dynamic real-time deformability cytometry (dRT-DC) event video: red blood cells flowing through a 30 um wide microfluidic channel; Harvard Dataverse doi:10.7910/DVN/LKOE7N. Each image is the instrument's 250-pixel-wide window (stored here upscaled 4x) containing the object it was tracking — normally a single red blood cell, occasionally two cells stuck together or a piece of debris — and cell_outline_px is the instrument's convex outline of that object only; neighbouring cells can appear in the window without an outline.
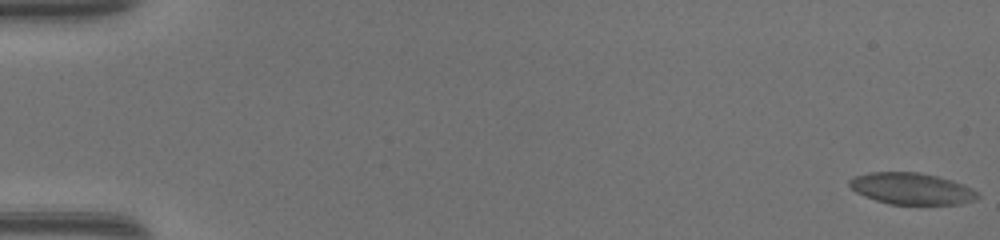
{"species": "common noctule bat (a hibernating species)", "species_latin": "Nyctalus noctula", "temperature_condition": "warm", "stored_images_in_passage": 50, "camera_frame_rate_fps": 3000, "um_per_image_px": 0.085, "animal": {"sex": "female", "body_mass_g": 17.0, "forearm_length_mm": 48.0}, "frame": {"image": 1, "passage_image": 1, "time_ms": 0.0, "image_size_px": [1000, 240], "cell_outline_px": [[980, 196], [976, 200], [960, 204], [888, 204], [864, 196], [856, 192], [848, 184], [848, 180], [856, 176], [868, 172], [920, 172], [952, 180], [964, 184], [980, 192]], "centroid_in_image_um": [77.52, 16.03], "position_along_channel_um": 7.5, "area_um2": 23.76}}
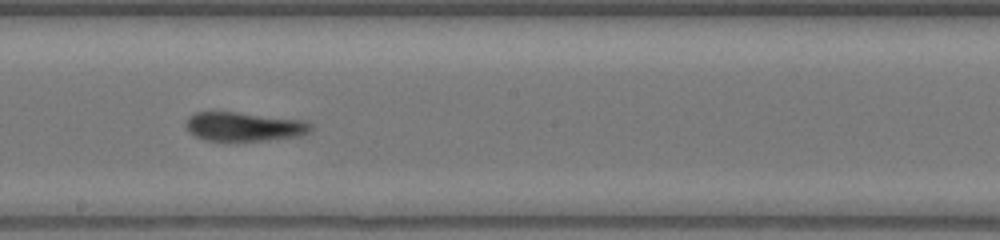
{"frame": {"image": 2, "passage_image": 29, "time_ms": 9.333, "image_size_px": [1000, 240], "cell_outline_px": [[312, 128], [308, 132], [300, 136], [268, 140], [204, 140], [188, 132], [184, 124], [188, 116], [196, 112], [240, 112], [304, 120], [312, 124]], "centroid_in_image_um": [20.73, 10.75], "position_along_channel_um": 227.5, "area_um2": 21.21}}
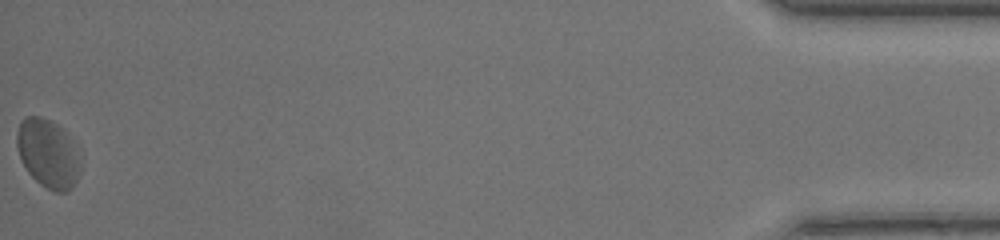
{"frame": {"image": 3, "passage_image": 50, "time_ms": 16.333, "image_size_px": [1000, 240], "cell_outline_px": [[80, 172], [72, 188], [68, 192], [56, 192], [40, 184], [28, 172], [20, 160], [16, 144], [16, 132], [20, 120], [28, 116], [40, 116], [56, 124], [68, 136], [80, 164]], "centroid_in_image_um": [4.02, 13.06], "position_along_channel_um": 431.2, "area_um2": 25.03}, "authors_computed_cell_mechanics": {"area_um2": 22.6576, "velocity_mm_per_s": 4.2794, "shape_relaxation_time_tau1_ms": null, "shape_relaxation_time_tau2_ms": 2.7286, "deformation_change_tau1": null, "deformation_change_tau2": 0.1079}}